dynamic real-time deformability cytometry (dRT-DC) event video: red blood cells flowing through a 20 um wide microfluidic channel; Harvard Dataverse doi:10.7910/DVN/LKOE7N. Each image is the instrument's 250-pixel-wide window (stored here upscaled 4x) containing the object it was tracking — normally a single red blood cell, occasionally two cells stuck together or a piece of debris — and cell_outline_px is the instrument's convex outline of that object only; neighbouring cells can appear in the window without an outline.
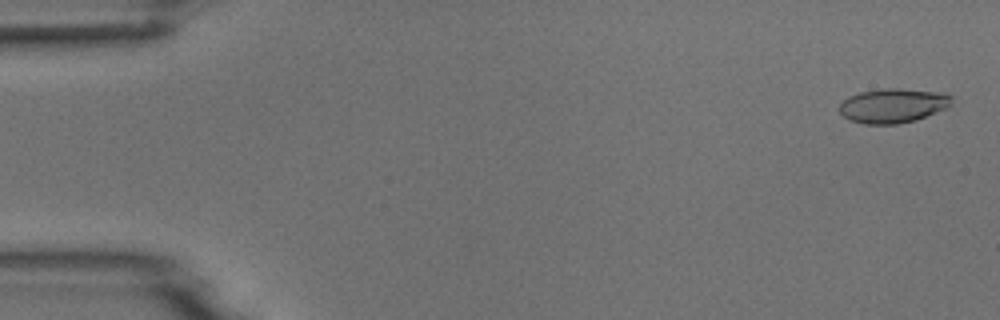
{"species": "common noctule bat (a hibernating species)", "species_latin": "Nyctalus noctula", "temperature_condition": "room temperature", "stored_images_in_passage": 53, "camera_frame_rate_fps": 3000, "um_per_image_px": 0.085, "animal": {"sex": "male", "body_mass_g": 18.8}, "frame": {"image": 1, "passage_image": 2, "time_ms": 0.333, "image_size_px": [1000, 320], "cell_outline_px": [[952, 100], [944, 108], [936, 112], [916, 120], [896, 124], [864, 124], [852, 120], [844, 116], [840, 112], [840, 104], [848, 96], [860, 92], [884, 88], [900, 88], [944, 92], [952, 96]], "centroid_in_image_um": [75.9, 8.96], "position_along_channel_um": 9.1, "area_um2": 22.37}}
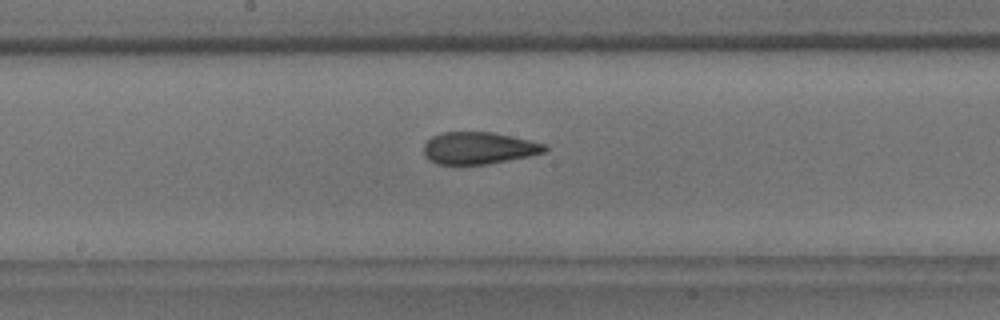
{"frame": {"image": 2, "passage_image": 28, "time_ms": 9.0, "image_size_px": [1000, 320], "cell_outline_px": [[548, 148], [544, 152], [528, 156], [488, 164], [436, 164], [428, 160], [424, 156], [424, 144], [432, 136], [440, 132], [492, 132], [528, 140], [544, 144]], "centroid_in_image_um": [40.63, 12.59], "position_along_channel_um": 207.6, "area_um2": 22.48}}
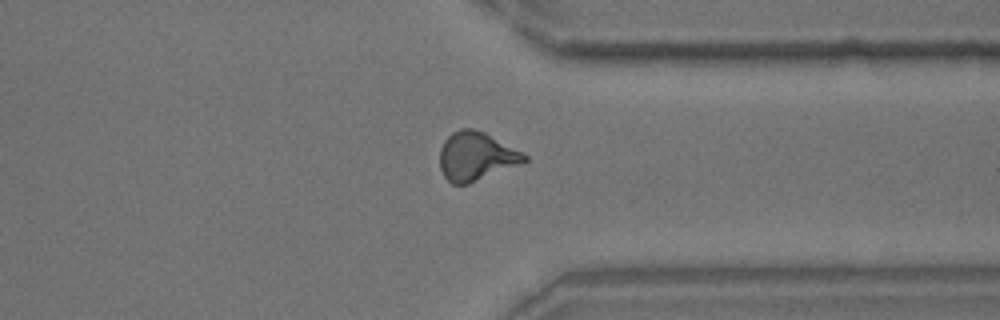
{"frame": {"image": 3, "passage_image": 41, "time_ms": 13.333, "image_size_px": [1000, 320], "cell_outline_px": [[528, 160], [468, 184], [452, 184], [444, 176], [440, 168], [440, 148], [444, 140], [452, 132], [460, 128], [472, 128], [484, 132], [528, 156]], "centroid_in_image_um": [40.41, 13.28], "position_along_channel_um": 371.0, "area_um2": 23.52}}